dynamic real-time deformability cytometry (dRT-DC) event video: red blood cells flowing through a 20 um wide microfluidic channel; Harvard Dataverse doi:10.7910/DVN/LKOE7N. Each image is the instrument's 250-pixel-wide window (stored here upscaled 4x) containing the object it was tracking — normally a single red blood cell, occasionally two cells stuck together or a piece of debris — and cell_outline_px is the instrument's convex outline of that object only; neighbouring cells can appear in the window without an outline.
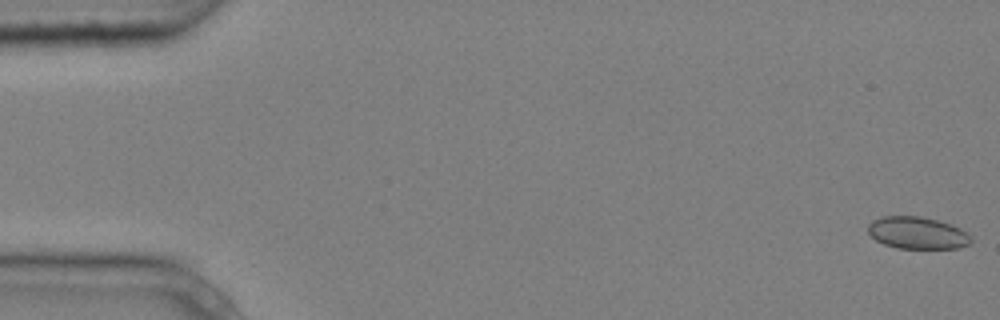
{"species": "common noctule bat (a hibernating species)", "species_latin": "Nyctalus noctula", "temperature_condition": "cold", "stored_images_in_passage": 6, "camera_frame_rate_fps": 3000, "um_per_image_px": 0.085, "animal": {"sex": "male", "body_mass_g": 20.4}, "frame": {"image": 1, "passage_image": 1, "time_ms": 0.0, "image_size_px": [1000, 320], "cell_outline_px": [[972, 240], [968, 244], [960, 248], [896, 248], [884, 244], [876, 240], [868, 232], [868, 224], [872, 220], [884, 216], [920, 216], [936, 220], [960, 228]], "centroid_in_image_um": [77.93, 19.8], "position_along_channel_um": 7.1, "area_um2": 19.02}}
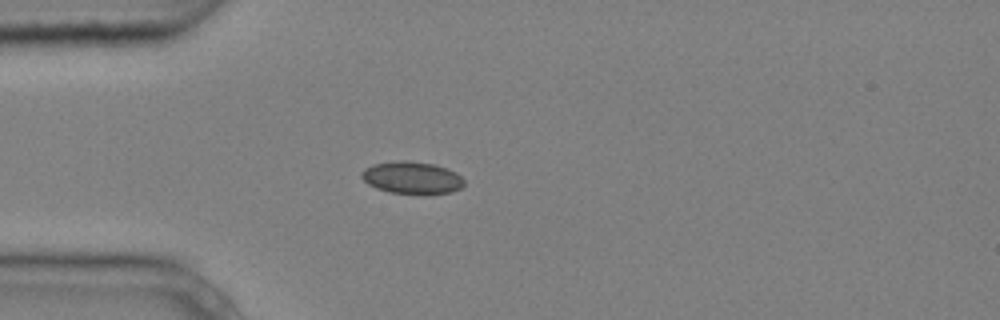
{"frame": {"image": 2, "passage_image": 5, "time_ms": 1.333, "image_size_px": [1000, 320], "cell_outline_px": [[464, 184], [460, 188], [452, 192], [424, 196], [388, 192], [376, 188], [368, 184], [360, 176], [360, 172], [364, 168], [372, 164], [400, 160], [404, 160], [436, 164], [456, 172], [464, 180]], "centroid_in_image_um": [35.01, 15.13], "position_along_channel_um": 50.0, "area_um2": 19.88}}